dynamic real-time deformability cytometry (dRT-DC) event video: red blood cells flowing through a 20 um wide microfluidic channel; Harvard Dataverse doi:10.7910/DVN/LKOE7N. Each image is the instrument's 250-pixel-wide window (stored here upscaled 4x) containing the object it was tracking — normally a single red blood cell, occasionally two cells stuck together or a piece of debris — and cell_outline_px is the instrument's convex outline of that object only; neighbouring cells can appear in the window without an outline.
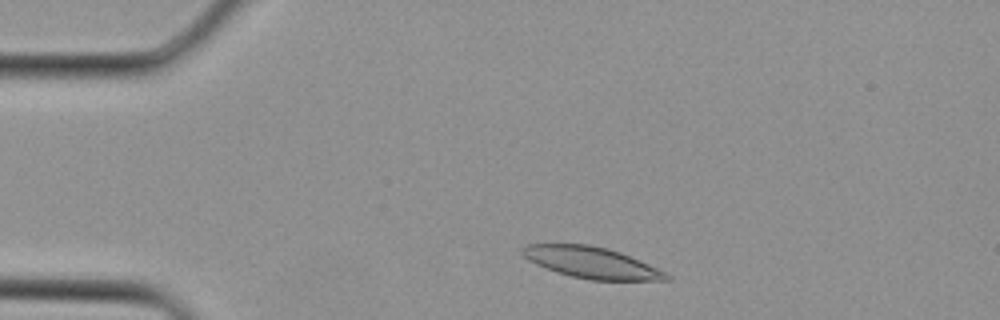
{"species": "Egyptian fruit bat (a non-hibernating species)", "species_latin": "Rousettus aegyptiacus", "temperature_condition": "cold", "stored_images_in_passage": 3, "camera_frame_rate_fps": 3000, "um_per_image_px": 0.085, "animal": {"sex": "female"}, "frame": {"image": 1, "passage_image": 1, "time_ms": 0.0, "image_size_px": [1000, 320], "cell_outline_px": [[672, 280], [588, 280], [556, 272], [536, 264], [528, 260], [520, 252], [520, 248], [524, 244], [588, 244], [608, 248], [620, 252], [640, 260], [668, 272], [672, 276]], "centroid_in_image_um": [50.3, 22.32], "position_along_channel_um": 34.7, "area_um2": 26.53}}
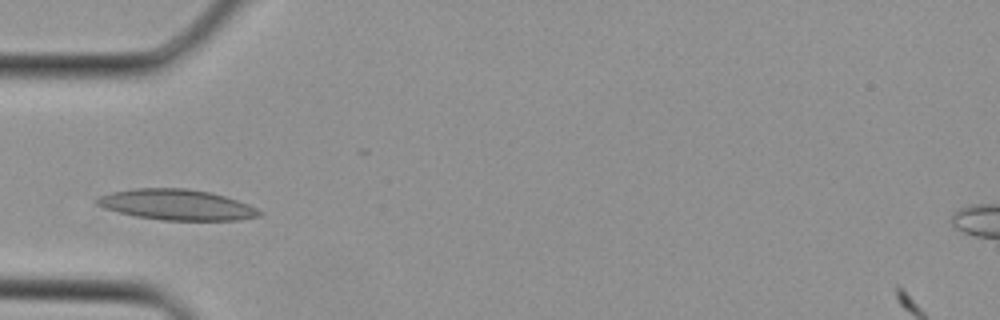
{"frame": {"image": 2, "passage_image": 2, "time_ms": 0.333, "image_size_px": [1000, 320], "cell_outline_px": [[264, 212], [260, 216], [240, 220], [164, 220], [136, 216], [104, 208], [96, 204], [96, 200], [100, 196], [112, 192], [132, 188], [188, 188], [208, 192], [224, 196], [248, 204]], "centroid_in_image_um": [15.04, 17.4], "position_along_channel_um": 70.0, "area_um2": 28.84}}